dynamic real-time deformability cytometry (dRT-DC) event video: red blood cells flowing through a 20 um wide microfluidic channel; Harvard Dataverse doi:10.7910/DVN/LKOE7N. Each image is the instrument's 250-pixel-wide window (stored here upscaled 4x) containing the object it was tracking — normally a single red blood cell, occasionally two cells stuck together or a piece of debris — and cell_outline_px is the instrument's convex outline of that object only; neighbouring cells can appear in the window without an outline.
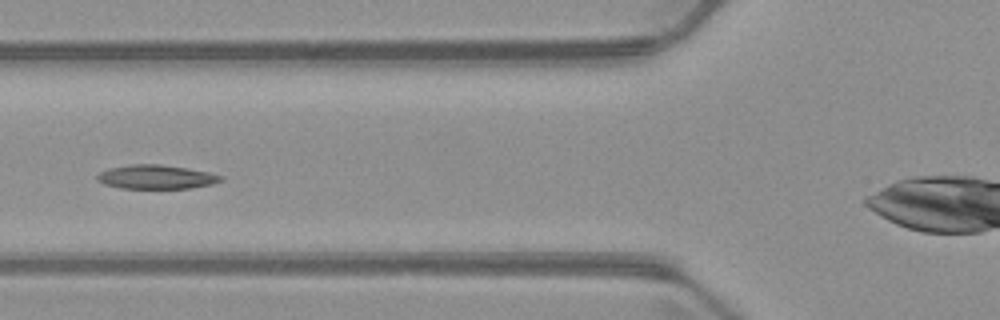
{"species": "common noctule bat (a hibernating species)", "species_latin": "Nyctalus noctula", "temperature_condition": "warm", "stored_images_in_passage": 4, "camera_frame_rate_fps": 3000, "um_per_image_px": 0.085, "animal": {"sex": "male", "body_mass_g": 23.1, "forearm_length_mm": 52.7}, "frame": {"image": 1, "passage_image": 4, "time_ms": 4.333, "image_size_px": [1000, 320], "cell_outline_px": [[224, 180], [212, 184], [192, 188], [120, 188], [104, 184], [96, 180], [96, 176], [100, 172], [108, 168], [128, 164], [160, 164], [188, 168], [208, 172], [224, 176]], "centroid_in_image_um": [13.27, 15.03], "position_along_channel_um": 112.5, "area_um2": 17.46}}